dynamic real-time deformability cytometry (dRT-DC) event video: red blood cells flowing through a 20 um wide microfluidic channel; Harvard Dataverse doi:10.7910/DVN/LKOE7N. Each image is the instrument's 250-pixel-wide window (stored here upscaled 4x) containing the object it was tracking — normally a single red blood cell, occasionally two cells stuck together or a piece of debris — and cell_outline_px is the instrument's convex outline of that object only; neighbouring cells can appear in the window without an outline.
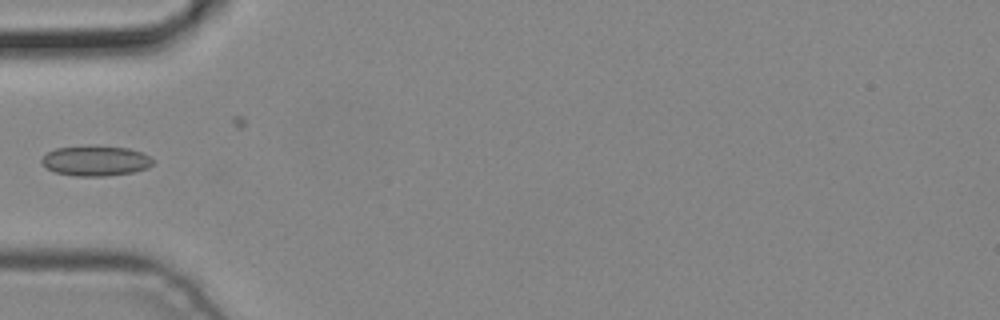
{"species": "common noctule bat (a hibernating species)", "species_latin": "Nyctalus noctula", "temperature_condition": "cold", "stored_images_in_passage": 5, "camera_frame_rate_fps": 3000, "um_per_image_px": 0.085, "animal": {"sex": "male", "body_mass_g": 19.2, "forearm_length_mm": 51.8}, "frame": {"image": 1, "passage_image": 5, "time_ms": 1.333, "image_size_px": [1000, 320], "cell_outline_px": [[152, 164], [148, 168], [132, 172], [104, 176], [76, 176], [56, 172], [40, 164], [40, 160], [48, 152], [56, 148], [88, 144], [128, 148], [140, 152], [148, 156], [152, 160]], "centroid_in_image_um": [8.08, 13.64], "position_along_channel_um": 76.9, "area_um2": 19.71}}